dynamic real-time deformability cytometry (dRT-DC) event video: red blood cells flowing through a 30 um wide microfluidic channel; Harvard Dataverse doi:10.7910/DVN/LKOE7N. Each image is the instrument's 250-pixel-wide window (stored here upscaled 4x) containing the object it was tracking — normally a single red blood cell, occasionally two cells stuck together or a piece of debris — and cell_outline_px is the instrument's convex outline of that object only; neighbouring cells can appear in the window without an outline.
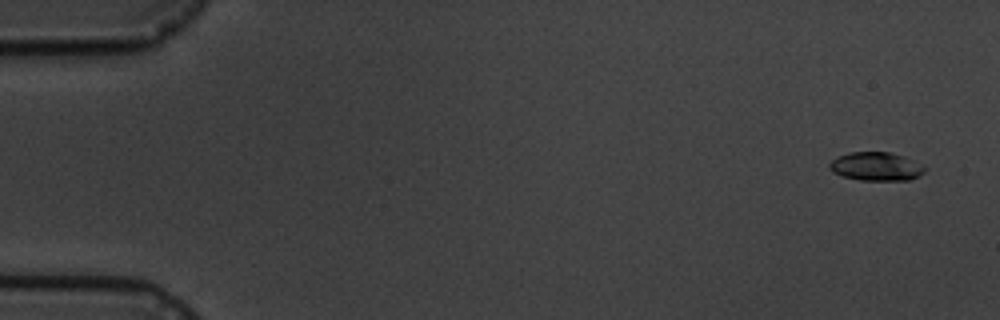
{"species": "common noctule bat (a hibernating species)", "species_latin": "Nyctalus noctula", "temperature_condition": "cold", "stored_images_in_passage": 6, "camera_frame_rate_fps": 3000, "um_per_image_px": 0.085, "animal": {"sex": "male", "body_mass_g": 19.5, "forearm_length_mm": 54.6}, "frame": {"image": 1, "passage_image": 1, "time_ms": 0.0, "image_size_px": [1000, 320], "cell_outline_px": [[924, 172], [920, 176], [908, 180], [860, 180], [844, 176], [832, 172], [828, 168], [828, 164], [832, 160], [840, 156], [852, 152], [888, 152], [904, 156], [924, 168]], "centroid_in_image_um": [74.43, 14.16], "position_along_channel_um": 10.6, "area_um2": 15.55}}
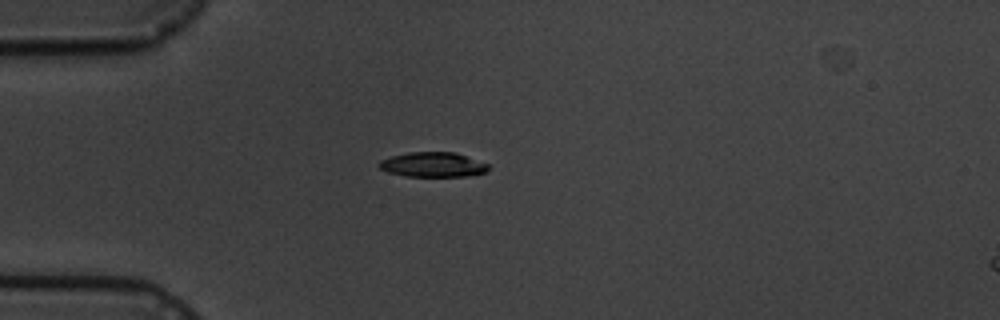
{"frame": {"image": 2, "passage_image": 5, "time_ms": 4.333, "image_size_px": [1000, 320], "cell_outline_px": [[488, 172], [468, 176], [404, 176], [388, 172], [380, 168], [376, 164], [380, 160], [392, 156], [408, 152], [456, 152], [488, 164]], "centroid_in_image_um": [36.79, 13.99], "position_along_channel_um": 48.2, "area_um2": 15.84}}